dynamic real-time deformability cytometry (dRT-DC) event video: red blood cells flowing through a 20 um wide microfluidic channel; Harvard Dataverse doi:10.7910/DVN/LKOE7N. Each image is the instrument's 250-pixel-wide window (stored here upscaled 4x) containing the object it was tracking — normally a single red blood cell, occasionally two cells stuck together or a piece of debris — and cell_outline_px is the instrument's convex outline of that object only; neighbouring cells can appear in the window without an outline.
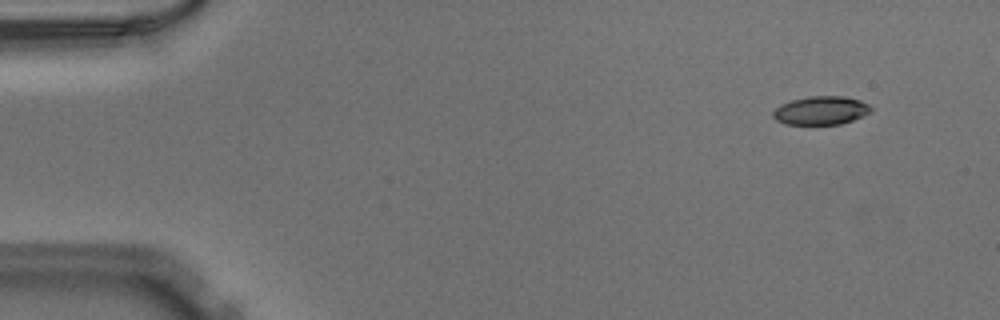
{"species": "Egyptian fruit bat (a non-hibernating species)", "species_latin": "Rousettus aegyptiacus", "temperature_condition": "warm", "stored_images_in_passage": 47, "camera_frame_rate_fps": 3000, "um_per_image_px": 0.085, "animal": {"sex": "male"}, "frame": {"image": 1, "passage_image": 1, "time_ms": 0.0, "image_size_px": [1000, 320], "cell_outline_px": [[872, 108], [868, 112], [852, 120], [840, 124], [784, 124], [776, 120], [772, 116], [772, 112], [780, 104], [792, 100], [808, 96], [844, 96], [860, 100], [868, 104]], "centroid_in_image_um": [69.73, 9.38], "position_along_channel_um": 15.3, "area_um2": 16.13}}
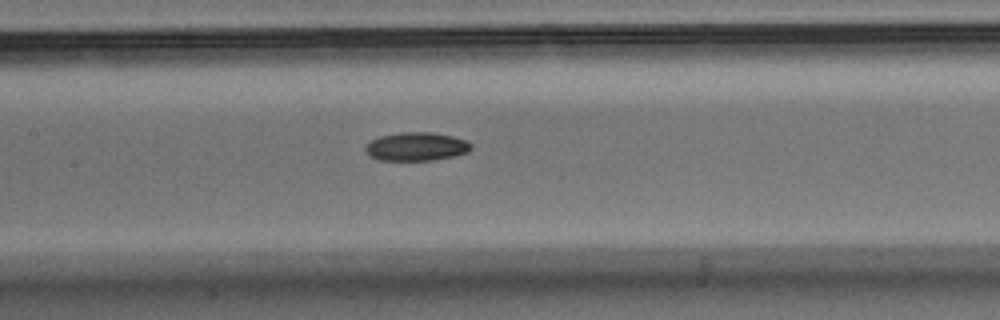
{"frame": {"image": 2, "passage_image": 21, "time_ms": 6.667, "image_size_px": [1000, 320], "cell_outline_px": [[472, 148], [468, 152], [456, 156], [432, 160], [380, 160], [368, 156], [364, 148], [372, 140], [380, 136], [400, 132], [432, 132], [452, 136], [464, 140], [472, 144]], "centroid_in_image_um": [35.39, 12.46], "position_along_channel_um": 172.0, "area_um2": 17.57}}
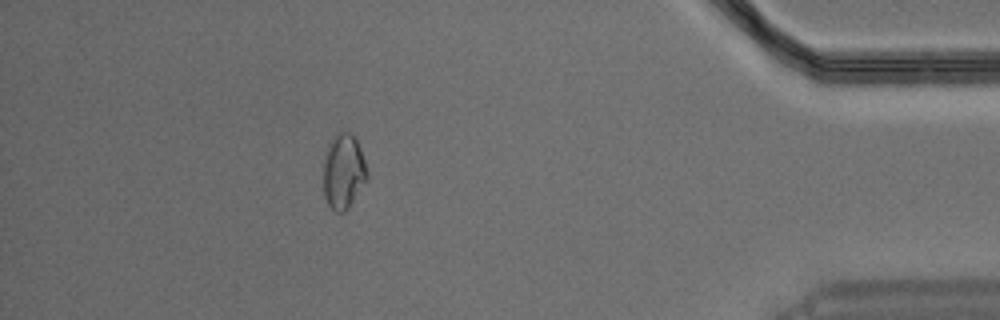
{"frame": {"image": 3, "passage_image": 42, "time_ms": 13.667, "image_size_px": [1000, 320], "cell_outline_px": [[368, 176], [348, 208], [344, 212], [336, 212], [328, 204], [324, 196], [324, 160], [328, 144], [336, 132], [348, 132], [356, 140], [360, 148], [368, 172]], "centroid_in_image_um": [29.18, 14.56], "position_along_channel_um": 406.0, "area_um2": 18.79}}